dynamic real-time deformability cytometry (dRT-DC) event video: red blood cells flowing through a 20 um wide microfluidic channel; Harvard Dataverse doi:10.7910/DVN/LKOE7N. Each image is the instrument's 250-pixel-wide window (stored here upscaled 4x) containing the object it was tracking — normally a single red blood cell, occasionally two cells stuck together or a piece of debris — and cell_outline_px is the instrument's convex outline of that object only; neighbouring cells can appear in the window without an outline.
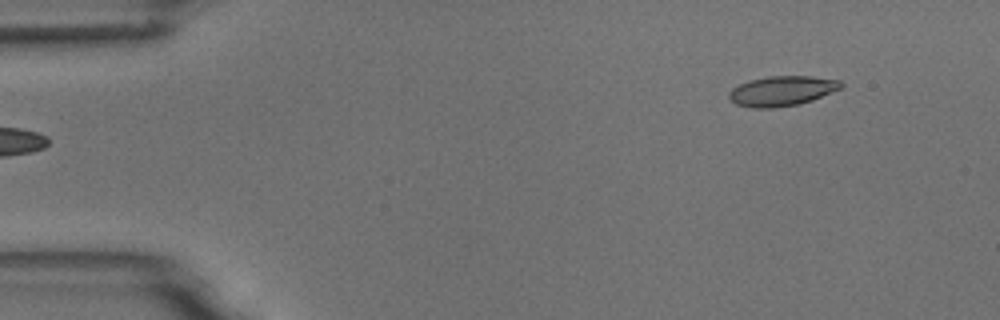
{"species": "common noctule bat (a hibernating species)", "species_latin": "Nyctalus noctula", "temperature_condition": "room temperature", "stored_images_in_passage": 6, "segment_of_instrument_passage": [2, 2], "camera_frame_rate_fps": 3000, "um_per_image_px": 0.085, "animal": {"sex": "male", "body_mass_g": 18.8}, "frame": {"image": 1, "passage_image": 6, "time_ms": 6.0, "image_size_px": [1000, 320], "cell_outline_px": [[844, 84], [840, 88], [812, 100], [796, 104], [772, 108], [752, 108], [736, 104], [728, 96], [728, 92], [732, 88], [740, 84], [752, 80], [768, 76], [812, 76], [840, 80]], "centroid_in_image_um": [66.45, 7.72], "position_along_channel_um": 18.5, "area_um2": 19.31}}